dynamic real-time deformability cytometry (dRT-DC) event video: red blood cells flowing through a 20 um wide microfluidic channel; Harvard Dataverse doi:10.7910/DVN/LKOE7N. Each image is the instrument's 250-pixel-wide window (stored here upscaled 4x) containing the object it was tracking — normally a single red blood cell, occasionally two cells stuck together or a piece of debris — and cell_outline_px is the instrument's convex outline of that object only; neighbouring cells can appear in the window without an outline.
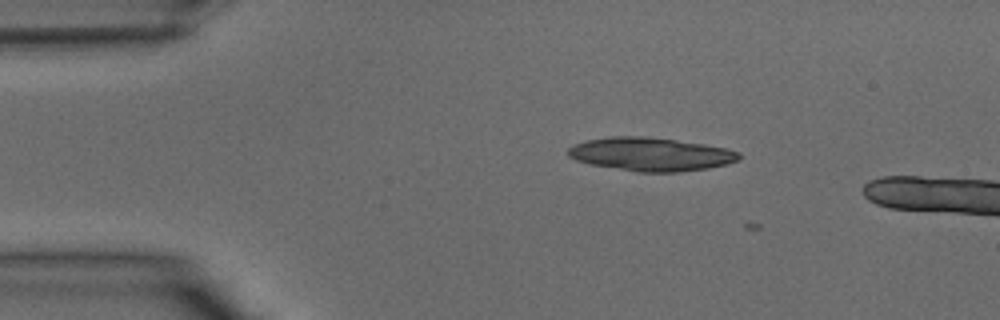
{"species": "common noctule bat (a hibernating species)", "species_latin": "Nyctalus noctula", "temperature_condition": "warm", "stored_images_in_passage": 3, "camera_frame_rate_fps": 3000, "um_per_image_px": 0.085, "animal": {"sex": "male", "body_mass_g": 15.6}, "frame": {"image": 1, "passage_image": 2, "time_ms": 0.333, "image_size_px": [1000, 320], "cell_outline_px": [[740, 160], [728, 164], [708, 168], [680, 172], [636, 172], [592, 164], [576, 160], [568, 156], [568, 148], [576, 144], [588, 140], [612, 136], [644, 136], [676, 140], [704, 144], [728, 148], [740, 152]], "centroid_in_image_um": [55.37, 13.11], "position_along_channel_um": 29.6, "area_um2": 33.29}}